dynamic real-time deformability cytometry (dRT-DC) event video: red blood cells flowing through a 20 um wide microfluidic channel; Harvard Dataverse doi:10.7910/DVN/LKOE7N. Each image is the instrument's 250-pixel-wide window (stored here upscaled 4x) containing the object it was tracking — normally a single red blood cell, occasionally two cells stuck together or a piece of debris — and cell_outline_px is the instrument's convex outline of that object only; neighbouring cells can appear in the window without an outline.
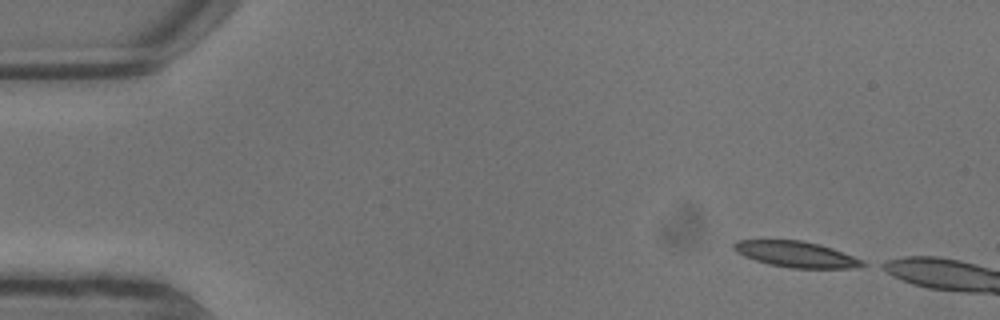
{"species": "common noctule bat (a hibernating species)", "species_latin": "Nyctalus noctula", "temperature_condition": "warm", "stored_images_in_passage": 5, "camera_frame_rate_fps": 3000, "um_per_image_px": 0.085, "animal": {"sex": "male", "body_mass_g": 13.3}, "frame": {"image": 1, "passage_image": 1, "time_ms": 0.0, "image_size_px": [1000, 320], "cell_outline_px": [[872, 264], [852, 268], [792, 268], [768, 264], [744, 256], [736, 252], [732, 248], [732, 244], [736, 240], [800, 240], [820, 244], [832, 248], [864, 260]], "centroid_in_image_um": [67.7, 21.61], "position_along_channel_um": 17.3, "area_um2": 19.59}}